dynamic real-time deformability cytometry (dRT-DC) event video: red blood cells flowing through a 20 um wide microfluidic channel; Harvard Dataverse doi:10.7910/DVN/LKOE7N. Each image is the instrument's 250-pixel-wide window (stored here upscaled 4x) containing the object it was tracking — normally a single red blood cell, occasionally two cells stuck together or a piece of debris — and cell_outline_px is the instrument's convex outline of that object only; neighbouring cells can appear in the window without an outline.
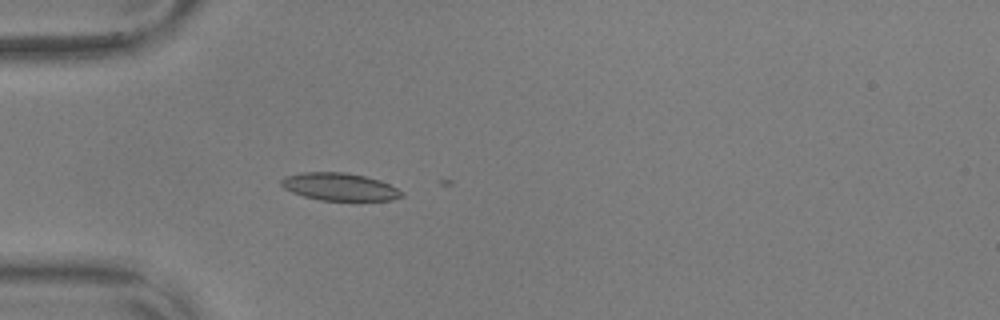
{"species": "common noctule bat (a hibernating species)", "species_latin": "Nyctalus noctula", "temperature_condition": "warm", "stored_images_in_passage": 6, "camera_frame_rate_fps": 3000, "um_per_image_px": 0.085, "animal": {"sex": "male", "body_mass_g": 17.9, "forearm_length_mm": 54.2}, "frame": {"image": 1, "passage_image": 2, "time_ms": 0.333, "image_size_px": [1000, 320], "cell_outline_px": [[404, 196], [392, 200], [320, 200], [304, 196], [292, 192], [284, 188], [280, 184], [280, 180], [284, 176], [304, 172], [344, 172], [364, 176], [380, 180], [404, 192]], "centroid_in_image_um": [28.85, 15.87], "position_along_channel_um": 56.1, "area_um2": 19.31}}